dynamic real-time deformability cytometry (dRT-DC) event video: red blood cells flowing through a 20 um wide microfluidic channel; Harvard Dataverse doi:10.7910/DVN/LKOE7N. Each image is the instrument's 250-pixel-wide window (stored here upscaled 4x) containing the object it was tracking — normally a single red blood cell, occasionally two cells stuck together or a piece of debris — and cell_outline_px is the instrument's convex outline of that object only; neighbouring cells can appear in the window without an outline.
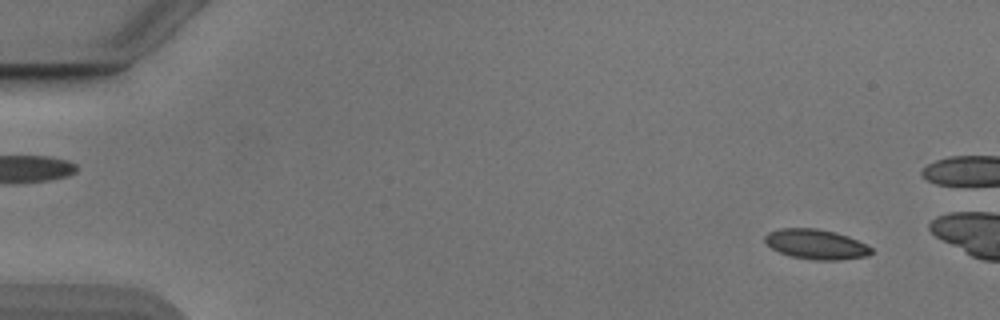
{"species": "Egyptian fruit bat (a non-hibernating species)", "species_latin": "Rousettus aegyptiacus", "temperature_condition": "cold", "stored_images_in_passage": 39, "camera_frame_rate_fps": 3000, "um_per_image_px": 0.085, "animal": {"sex": "male"}, "frame": {"image": 1, "passage_image": 4, "time_ms": 1.0, "image_size_px": [1000, 320], "cell_outline_px": [[872, 252], [868, 256], [840, 260], [812, 260], [792, 256], [780, 252], [772, 248], [764, 240], [764, 236], [768, 232], [780, 228], [816, 228], [836, 232], [848, 236], [872, 248]], "centroid_in_image_um": [69.36, 20.76], "position_along_channel_um": 15.6, "area_um2": 18.5}}
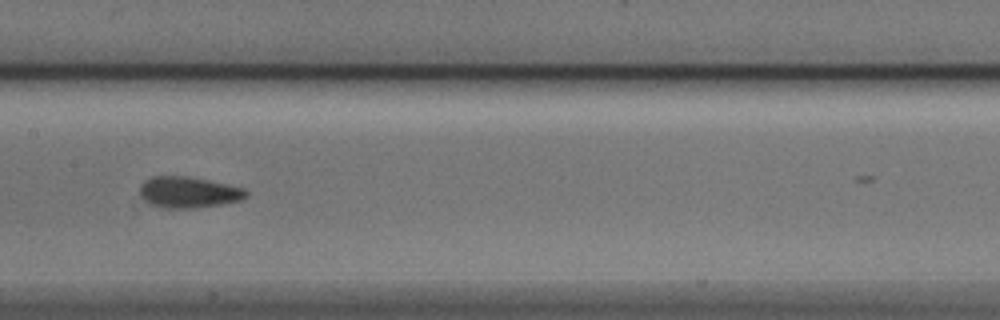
{"frame": {"image": 2, "passage_image": 27, "time_ms": 8.667, "image_size_px": [1000, 320], "cell_outline_px": [[248, 196], [240, 200], [220, 204], [196, 208], [160, 208], [148, 204], [140, 196], [140, 184], [144, 180], [152, 176], [188, 176], [208, 180], [244, 188], [248, 192]], "centroid_in_image_um": [15.97, 16.34], "position_along_channel_um": 191.4, "area_um2": 19.48}}
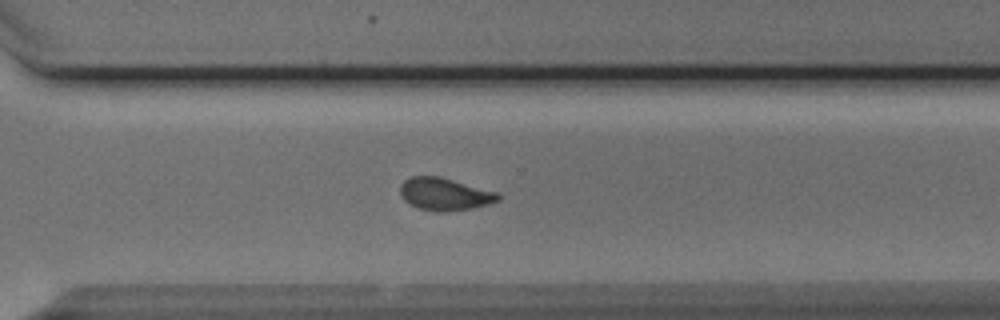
{"frame": {"image": 3, "passage_image": 38, "time_ms": 12.333, "image_size_px": [1000, 320], "cell_outline_px": [[500, 200], [488, 204], [472, 208], [420, 208], [408, 204], [400, 196], [400, 184], [404, 180], [412, 176], [440, 176], [500, 192]], "centroid_in_image_um": [37.81, 16.43], "position_along_channel_um": 332.8, "area_um2": 17.98}}